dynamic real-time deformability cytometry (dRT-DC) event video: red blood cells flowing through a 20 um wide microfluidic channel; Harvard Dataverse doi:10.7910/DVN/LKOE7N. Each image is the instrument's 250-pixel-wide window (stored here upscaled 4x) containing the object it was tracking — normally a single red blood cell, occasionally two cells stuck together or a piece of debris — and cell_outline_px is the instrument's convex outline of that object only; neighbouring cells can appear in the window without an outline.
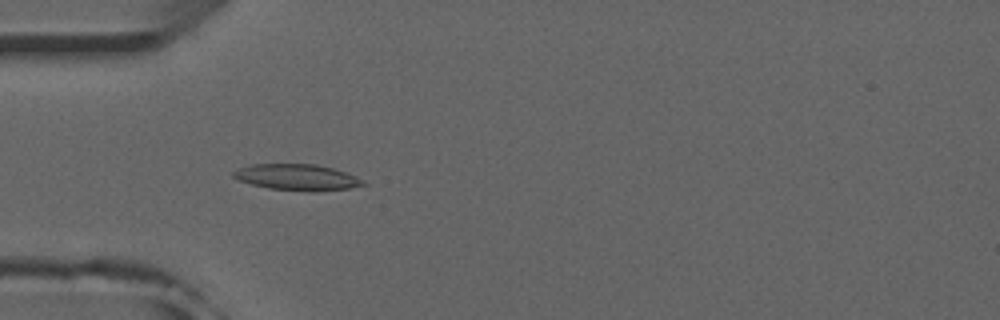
{"species": "common noctule bat (a hibernating species)", "species_latin": "Nyctalus noctula", "temperature_condition": "room temperature", "stored_images_in_passage": 51, "camera_frame_rate_fps": 3000, "um_per_image_px": 0.085, "animal": {"sex": "male", "forearm_length_mm": 52.5}, "frame": {"image": 1, "passage_image": 15, "time_ms": 4.667, "image_size_px": [1000, 320], "cell_outline_px": [[368, 184], [348, 188], [316, 192], [308, 192], [268, 188], [236, 180], [232, 176], [232, 172], [240, 168], [252, 164], [316, 164], [332, 168], [356, 176], [364, 180]], "centroid_in_image_um": [25.25, 15.08], "position_along_channel_um": 59.7, "area_um2": 19.88}}
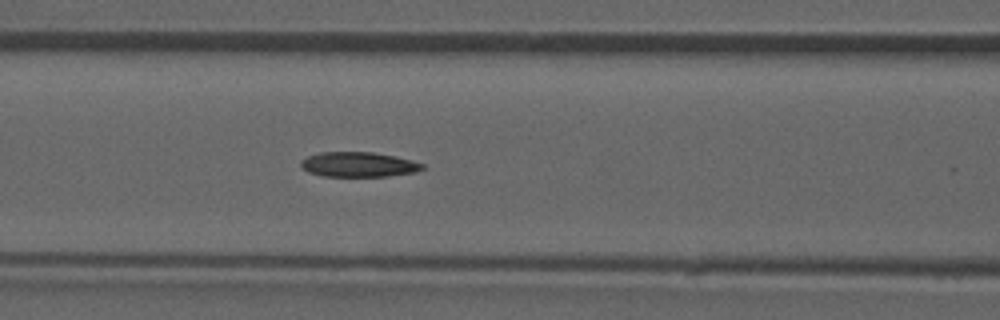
{"frame": {"image": 2, "passage_image": 21, "time_ms": 6.667, "image_size_px": [1000, 320], "cell_outline_px": [[424, 168], [416, 172], [388, 176], [324, 176], [308, 172], [300, 168], [300, 160], [308, 156], [320, 152], [372, 152], [412, 160], [424, 164]], "centroid_in_image_um": [30.44, 13.98], "position_along_channel_um": 136.2, "area_um2": 17.63}}
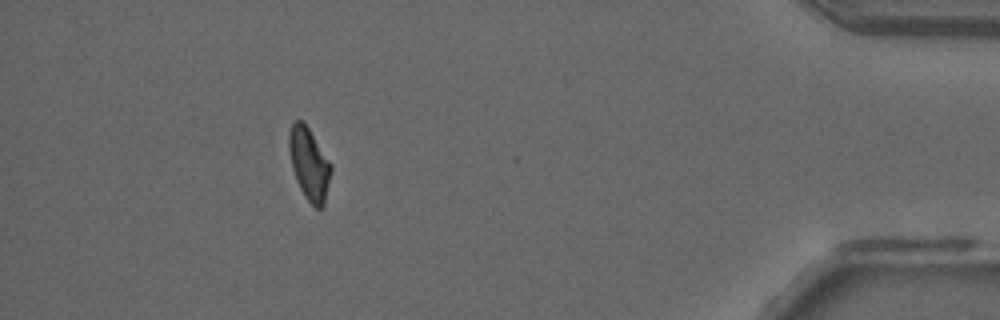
{"frame": {"image": 3, "passage_image": 46, "time_ms": 15.0, "image_size_px": [1000, 320], "cell_outline_px": [[332, 168], [324, 204], [320, 208], [316, 208], [304, 196], [296, 180], [292, 168], [288, 148], [288, 132], [292, 124], [296, 120], [300, 120], [308, 128], [332, 164]], "centroid_in_image_um": [26.26, 13.93], "position_along_channel_um": 408.9, "area_um2": 17.51}, "authors_computed_cell_mechanics": {"area_um2": 18.207, "velocity_mm_per_s": 3.9602, "shape_relaxation_time_tau1_ms": null, "shape_relaxation_time_tau2_ms": 9.8181, "deformation_change_tau1": null, "deformation_change_tau2": 0.1528}}